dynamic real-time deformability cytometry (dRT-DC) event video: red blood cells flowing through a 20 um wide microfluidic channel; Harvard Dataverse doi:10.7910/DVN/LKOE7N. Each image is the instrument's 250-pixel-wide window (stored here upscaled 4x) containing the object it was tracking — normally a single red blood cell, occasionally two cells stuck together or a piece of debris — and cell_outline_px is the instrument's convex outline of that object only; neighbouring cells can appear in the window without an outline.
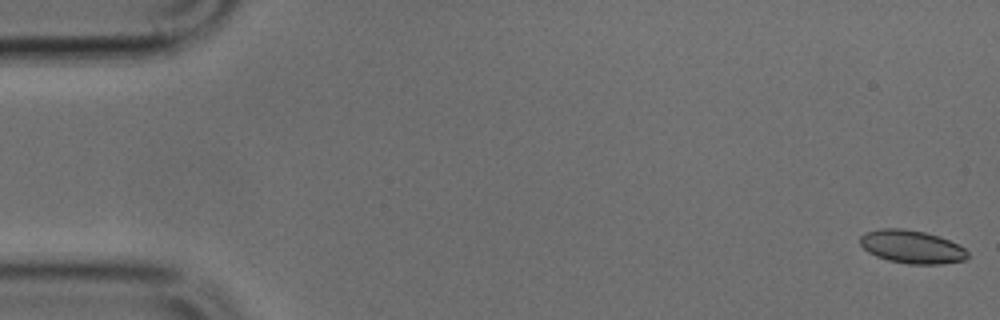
{"species": "common noctule bat (a hibernating species)", "species_latin": "Nyctalus noctula", "temperature_condition": "cold", "stored_images_in_passage": 49, "camera_frame_rate_fps": 3000, "um_per_image_px": 0.085, "animal": {"sex": "male", "body_mass_g": 17.9, "forearm_length_mm": 54.2}, "frame": {"image": 1, "passage_image": 1, "time_ms": 0.0, "image_size_px": [1000, 320], "cell_outline_px": [[968, 256], [964, 260], [940, 264], [908, 264], [888, 260], [876, 256], [868, 252], [860, 244], [860, 236], [864, 232], [880, 228], [904, 228], [924, 232], [940, 236], [964, 248], [968, 252]], "centroid_in_image_um": [77.47, 20.97], "position_along_channel_um": 7.5, "area_um2": 20.81}}
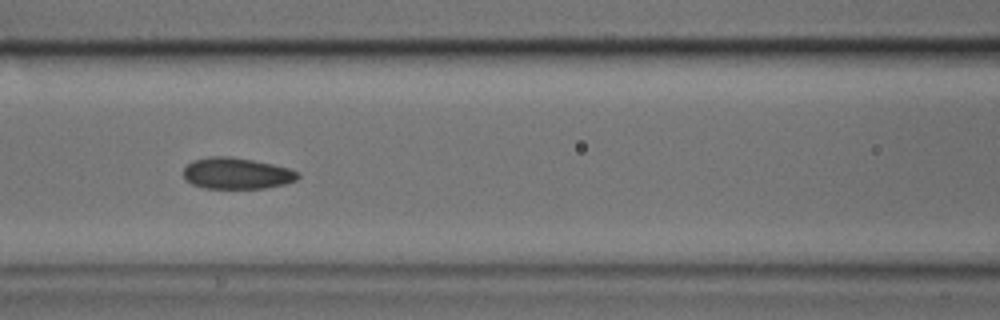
{"frame": {"image": 2, "passage_image": 21, "time_ms": 6.667, "image_size_px": [1000, 320], "cell_outline_px": [[300, 176], [296, 180], [284, 184], [264, 188], [204, 188], [192, 184], [184, 176], [184, 168], [192, 160], [208, 156], [228, 156], [252, 160], [272, 164], [288, 168], [300, 172]], "centroid_in_image_um": [20.12, 14.73], "position_along_channel_um": 146.5, "area_um2": 20.81}}
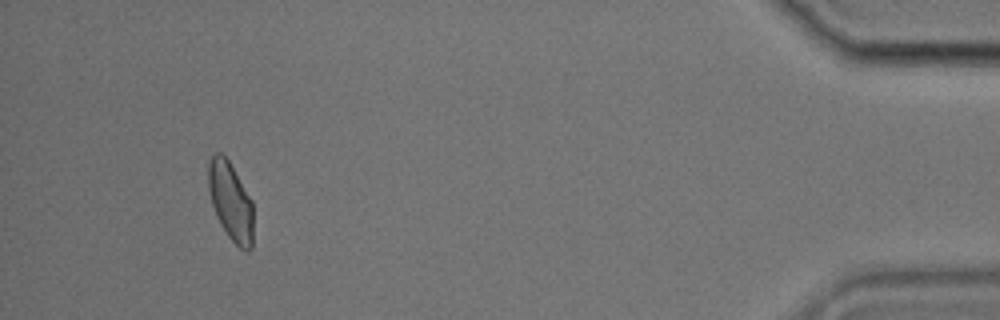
{"frame": {"image": 3, "passage_image": 46, "time_ms": 15.0, "image_size_px": [1000, 320], "cell_outline_px": [[252, 248], [248, 252], [244, 252], [228, 236], [220, 224], [216, 216], [212, 204], [208, 188], [208, 164], [212, 156], [216, 152], [220, 152], [228, 160], [252, 200]], "centroid_in_image_um": [19.6, 17.14], "position_along_channel_um": 415.6, "area_um2": 20.4}}